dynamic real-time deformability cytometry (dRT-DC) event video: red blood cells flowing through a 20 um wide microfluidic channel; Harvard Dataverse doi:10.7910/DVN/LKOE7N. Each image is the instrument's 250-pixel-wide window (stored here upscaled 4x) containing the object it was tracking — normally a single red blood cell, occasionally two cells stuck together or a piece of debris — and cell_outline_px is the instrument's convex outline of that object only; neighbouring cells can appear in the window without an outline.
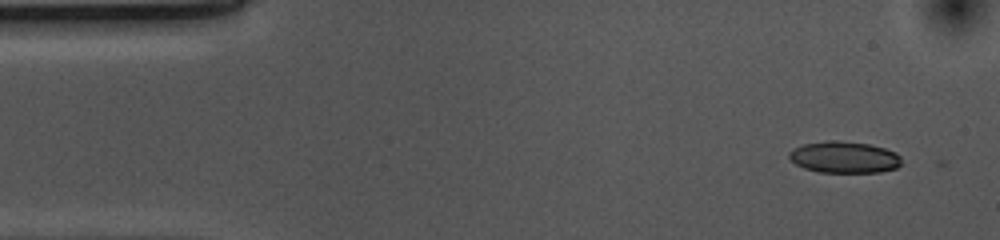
{"species": "common noctule bat (a hibernating species)", "species_latin": "Nyctalus noctula", "temperature_condition": "cold", "stored_images_in_passage": 3, "camera_frame_rate_fps": 3000, "um_per_image_px": 0.085, "animal": {"sex": "female", "body_mass_g": 10.0, "forearm_length_mm": 53.1}, "frame": {"image": 1, "passage_image": 1, "time_ms": 0.0, "image_size_px": [1000, 240], "cell_outline_px": [[900, 164], [896, 168], [880, 172], [820, 172], [804, 168], [796, 164], [788, 156], [788, 152], [792, 148], [804, 144], [828, 140], [832, 140], [868, 144], [884, 148], [896, 152], [900, 156]], "centroid_in_image_um": [71.74, 13.36], "position_along_channel_um": 13.3, "area_um2": 20.58}}